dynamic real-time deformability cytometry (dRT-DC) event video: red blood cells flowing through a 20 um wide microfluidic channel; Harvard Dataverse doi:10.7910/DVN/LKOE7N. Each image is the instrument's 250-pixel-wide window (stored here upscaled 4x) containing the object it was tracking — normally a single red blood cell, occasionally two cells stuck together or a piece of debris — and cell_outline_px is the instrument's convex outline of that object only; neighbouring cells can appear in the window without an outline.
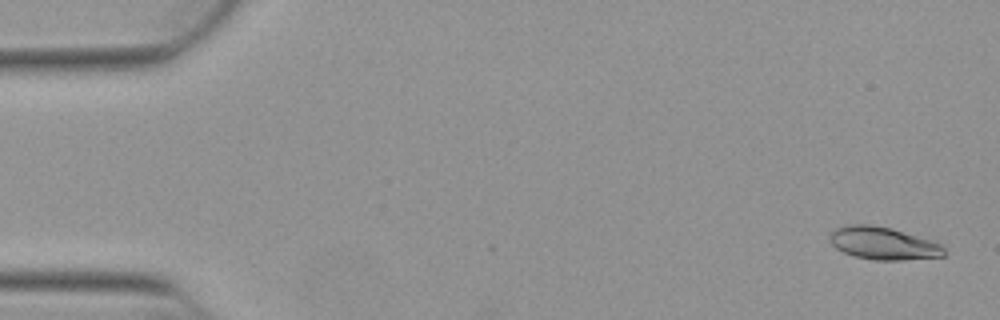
{"species": "Egyptian fruit bat (a non-hibernating species)", "species_latin": "Rousettus aegyptiacus", "temperature_condition": "warm", "stored_images_in_passage": 53, "camera_frame_rate_fps": 3000, "um_per_image_px": 0.085, "animal": {"sex": "female"}, "frame": {"image": 1, "passage_image": 2, "time_ms": 0.333, "image_size_px": [1000, 320], "cell_outline_px": [[944, 256], [900, 260], [872, 260], [856, 256], [844, 252], [836, 248], [828, 240], [828, 236], [836, 228], [848, 224], [868, 224], [892, 228], [936, 240], [944, 248]], "centroid_in_image_um": [75.09, 20.67], "position_along_channel_um": 9.9, "area_um2": 21.96}}
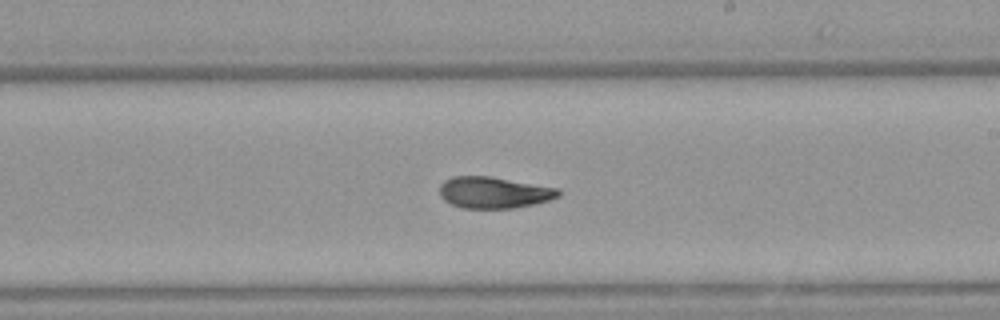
{"frame": {"image": 2, "passage_image": 31, "time_ms": 10.0, "image_size_px": [1000, 320], "cell_outline_px": [[560, 196], [548, 200], [516, 208], [464, 208], [452, 204], [444, 200], [440, 196], [440, 184], [444, 180], [452, 176], [488, 176], [560, 188]], "centroid_in_image_um": [41.97, 16.36], "position_along_channel_um": 247.0, "area_um2": 21.73}}
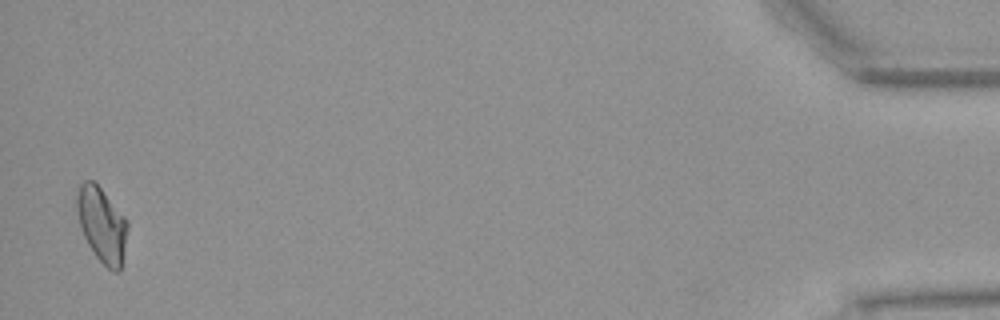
{"frame": {"image": 3, "passage_image": 52, "time_ms": 17.0, "image_size_px": [1000, 320], "cell_outline_px": [[128, 228], [120, 272], [116, 272], [108, 268], [96, 256], [88, 244], [84, 236], [80, 224], [76, 208], [76, 196], [80, 184], [84, 180], [92, 180], [100, 188], [128, 220]], "centroid_in_image_um": [8.66, 19.09], "position_along_channel_um": 426.5, "area_um2": 21.85}, "authors_computed_cell_mechanics": {"area_um2": 21.8484, "velocity_mm_per_s": 3.867, "shape_relaxation_time_tau1_ms": 9.5623, "shape_relaxation_time_tau2_ms": 2.2407, "deformation_change_tau1": 0.2243, "deformation_change_tau2": 0.0696}}